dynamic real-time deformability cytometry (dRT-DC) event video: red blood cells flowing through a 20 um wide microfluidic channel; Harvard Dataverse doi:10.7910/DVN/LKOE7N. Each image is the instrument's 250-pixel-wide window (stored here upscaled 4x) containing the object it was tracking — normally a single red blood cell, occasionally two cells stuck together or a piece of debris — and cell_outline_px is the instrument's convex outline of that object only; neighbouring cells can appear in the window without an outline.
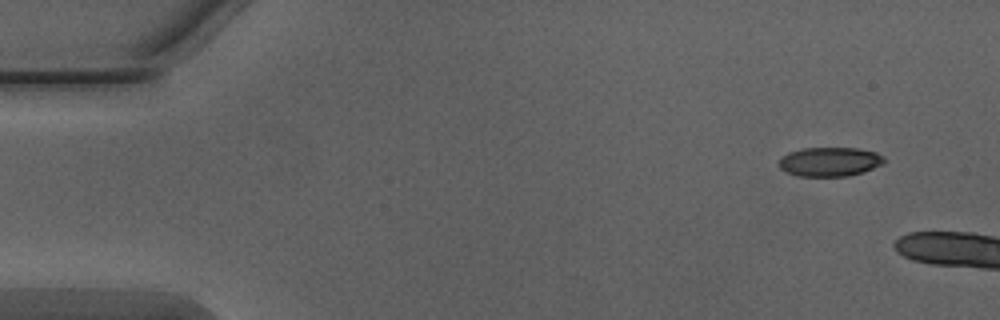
{"species": "Egyptian fruit bat (a non-hibernating species)", "species_latin": "Rousettus aegyptiacus", "temperature_condition": "warm", "stored_images_in_passage": 4, "camera_frame_rate_fps": 3000, "um_per_image_px": 0.085, "animal": {"sex": "male"}, "frame": {"image": 1, "passage_image": 1, "time_ms": 0.0, "image_size_px": [1000, 320], "cell_outline_px": [[884, 160], [880, 164], [864, 172], [848, 176], [800, 176], [788, 172], [780, 168], [780, 156], [788, 152], [804, 148], [856, 148], [876, 152], [884, 156]], "centroid_in_image_um": [70.52, 13.74], "position_along_channel_um": 14.5, "area_um2": 17.74}}